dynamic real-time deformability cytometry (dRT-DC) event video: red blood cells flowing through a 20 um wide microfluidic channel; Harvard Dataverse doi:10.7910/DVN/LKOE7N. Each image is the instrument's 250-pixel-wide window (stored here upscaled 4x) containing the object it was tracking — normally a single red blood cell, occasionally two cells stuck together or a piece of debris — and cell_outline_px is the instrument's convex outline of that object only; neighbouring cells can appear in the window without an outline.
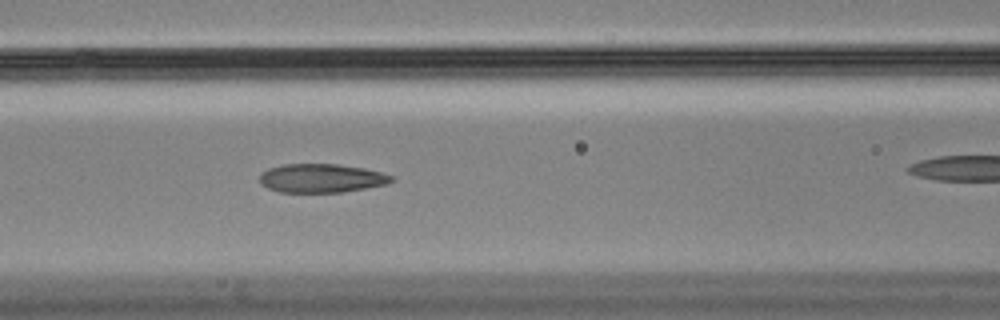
{"species": "Egyptian fruit bat (a non-hibernating species)", "species_latin": "Rousettus aegyptiacus", "temperature_condition": "cold", "stored_images_in_passage": 39, "camera_frame_rate_fps": 3000, "um_per_image_px": 0.085, "animal": {"sex": "male"}, "frame": {"image": 1, "passage_image": 17, "time_ms": 5.333, "image_size_px": [1000, 320], "cell_outline_px": [[396, 180], [388, 184], [340, 192], [280, 192], [268, 188], [260, 184], [260, 172], [268, 168], [284, 164], [336, 164], [364, 168], [380, 172], [392, 176]], "centroid_in_image_um": [27.3, 15.14], "position_along_channel_um": 139.3, "area_um2": 22.08}}
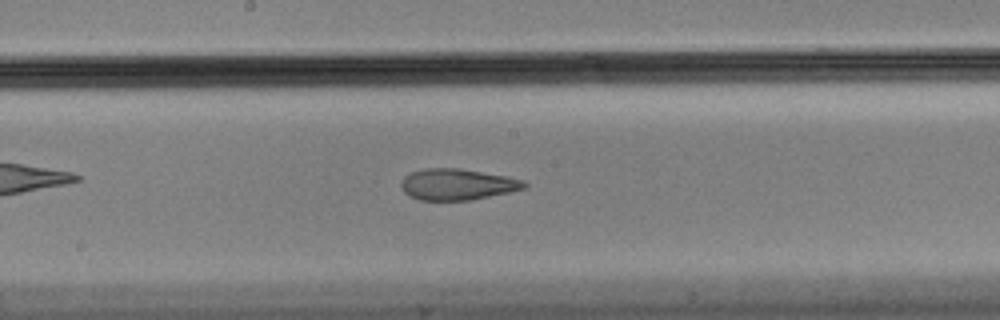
{"frame": {"image": 2, "passage_image": 23, "time_ms": 7.333, "image_size_px": [1000, 320], "cell_outline_px": [[528, 188], [472, 200], [420, 200], [408, 196], [400, 188], [400, 184], [404, 176], [412, 172], [424, 168], [456, 168], [508, 176], [524, 180], [528, 184]], "centroid_in_image_um": [38.88, 15.68], "position_along_channel_um": 209.3, "area_um2": 22.6}}